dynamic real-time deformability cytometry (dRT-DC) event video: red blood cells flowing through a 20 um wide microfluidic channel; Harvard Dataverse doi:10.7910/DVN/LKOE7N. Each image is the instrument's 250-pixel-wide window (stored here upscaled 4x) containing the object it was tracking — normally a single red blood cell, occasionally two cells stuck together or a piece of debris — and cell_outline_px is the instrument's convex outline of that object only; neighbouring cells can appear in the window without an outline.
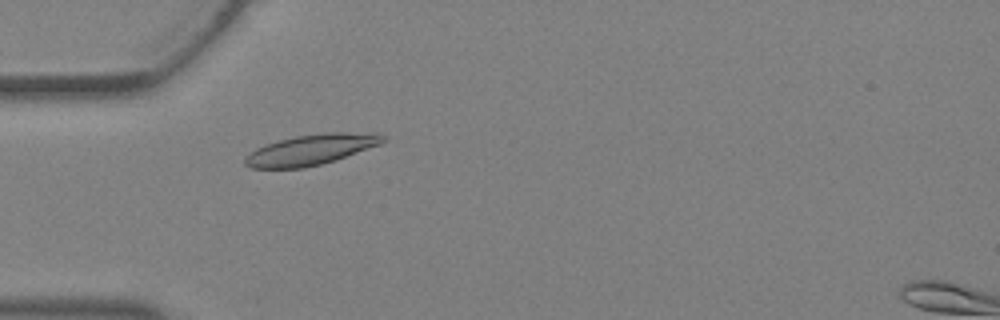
{"species": "Egyptian fruit bat (a non-hibernating species)", "species_latin": "Rousettus aegyptiacus", "temperature_condition": "warm", "stored_images_in_passage": 29, "camera_frame_rate_fps": 3000, "um_per_image_px": 0.085, "animal": {"sex": "female"}, "frame": {"image": 1, "passage_image": 3, "time_ms": 0.667, "image_size_px": [1000, 320], "cell_outline_px": [[388, 140], [380, 144], [336, 160], [304, 168], [252, 168], [244, 164], [244, 160], [256, 148], [264, 144], [296, 136], [324, 132], [380, 132]], "centroid_in_image_um": [26.5, 12.7], "position_along_channel_um": 58.5, "area_um2": 24.62}}
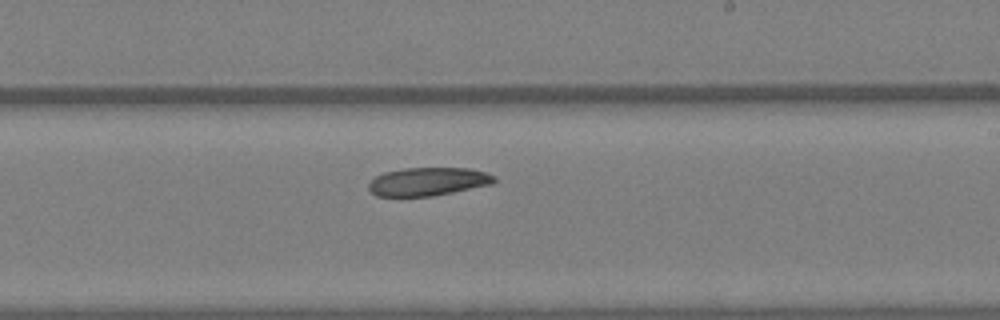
{"frame": {"image": 2, "passage_image": 14, "time_ms": 4.333, "image_size_px": [1000, 320], "cell_outline_px": [[496, 180], [492, 184], [432, 196], [376, 196], [368, 188], [368, 184], [376, 176], [384, 172], [404, 168], [468, 168], [484, 172], [496, 176]], "centroid_in_image_um": [36.37, 15.43], "position_along_channel_um": 252.6, "area_um2": 20.58}}
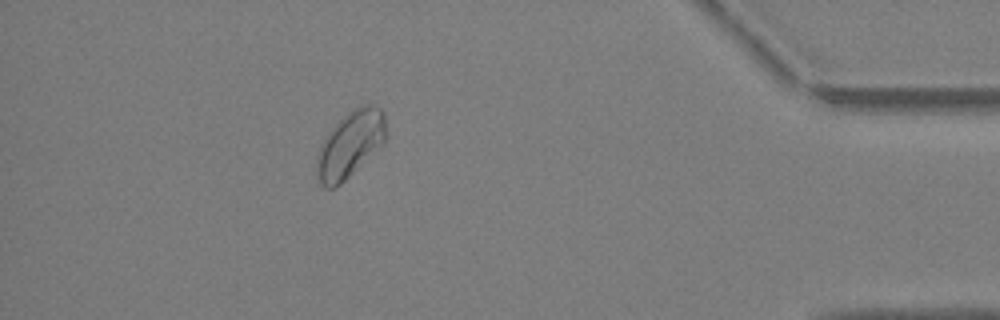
{"frame": {"image": 3, "passage_image": 25, "time_ms": 8.0, "image_size_px": [1000, 320], "cell_outline_px": [[384, 144], [340, 184], [332, 188], [324, 188], [316, 180], [316, 160], [320, 144], [328, 132], [352, 108], [364, 104], [372, 104], [380, 108], [384, 112]], "centroid_in_image_um": [29.73, 12.28], "position_along_channel_um": 405.5, "area_um2": 26.7}}